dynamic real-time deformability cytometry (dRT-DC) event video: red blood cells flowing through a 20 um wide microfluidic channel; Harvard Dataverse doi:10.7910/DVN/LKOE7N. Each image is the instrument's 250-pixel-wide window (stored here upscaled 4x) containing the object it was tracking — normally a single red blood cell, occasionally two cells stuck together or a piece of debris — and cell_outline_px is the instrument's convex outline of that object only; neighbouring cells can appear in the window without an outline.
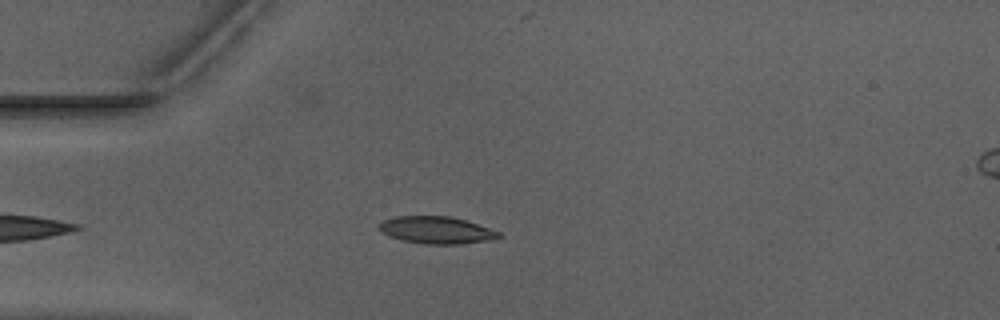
{"species": "Egyptian fruit bat (a non-hibernating species)", "species_latin": "Rousettus aegyptiacus", "temperature_condition": "warm", "stored_images_in_passage": 41, "camera_frame_rate_fps": 3000, "um_per_image_px": 0.085, "animal": {"sex": "male"}, "frame": {"image": 1, "passage_image": 6, "time_ms": 1.667, "image_size_px": [1000, 320], "cell_outline_px": [[500, 236], [488, 240], [456, 244], [428, 244], [404, 240], [388, 236], [380, 232], [376, 228], [376, 224], [384, 220], [396, 216], [448, 216], [464, 220], [500, 232]], "centroid_in_image_um": [36.99, 19.55], "position_along_channel_um": 48.0, "area_um2": 18.73}}
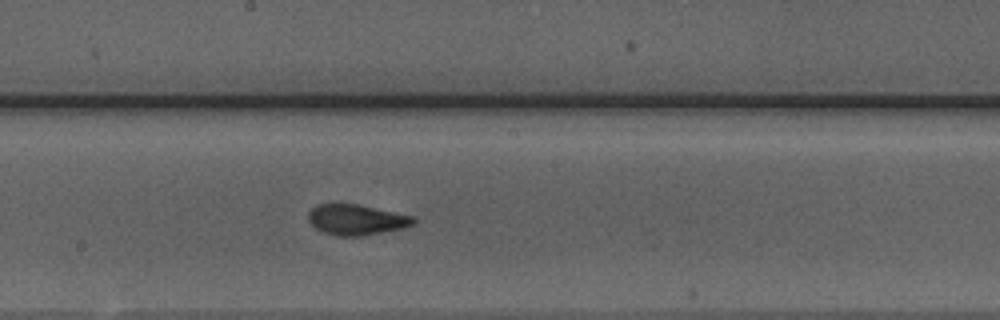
{"frame": {"image": 2, "passage_image": 20, "time_ms": 6.333, "image_size_px": [1000, 320], "cell_outline_px": [[416, 220], [412, 224], [400, 228], [364, 236], [336, 236], [324, 232], [316, 228], [308, 220], [308, 212], [312, 208], [320, 204], [360, 204], [416, 216]], "centroid_in_image_um": [30.31, 18.67], "position_along_channel_um": 217.9, "area_um2": 18.73}}
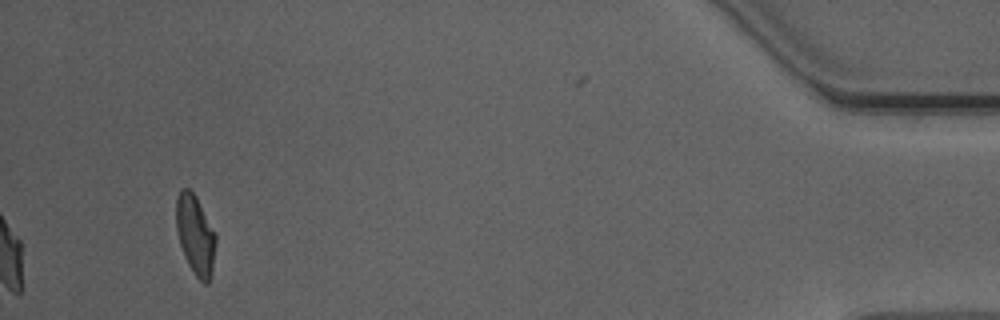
{"frame": {"image": 3, "passage_image": 41, "time_ms": 13.333, "image_size_px": [1000, 320], "cell_outline_px": [[216, 244], [212, 268], [208, 284], [204, 284], [196, 276], [188, 264], [184, 256], [176, 232], [176, 196], [180, 188], [188, 188], [196, 196], [216, 232]], "centroid_in_image_um": [16.6, 19.93], "position_along_channel_um": 418.6, "area_um2": 18.55}, "authors_computed_cell_mechanics": {"area_um2": 19.1318, "velocity_mm_per_s": 3.9585, "shape_relaxation_time_tau1_ms": 4.9112, "shape_relaxation_time_tau2_ms": 1.1749, "deformation_change_tau1": 0.1686, "deformation_change_tau2": 0.079}}